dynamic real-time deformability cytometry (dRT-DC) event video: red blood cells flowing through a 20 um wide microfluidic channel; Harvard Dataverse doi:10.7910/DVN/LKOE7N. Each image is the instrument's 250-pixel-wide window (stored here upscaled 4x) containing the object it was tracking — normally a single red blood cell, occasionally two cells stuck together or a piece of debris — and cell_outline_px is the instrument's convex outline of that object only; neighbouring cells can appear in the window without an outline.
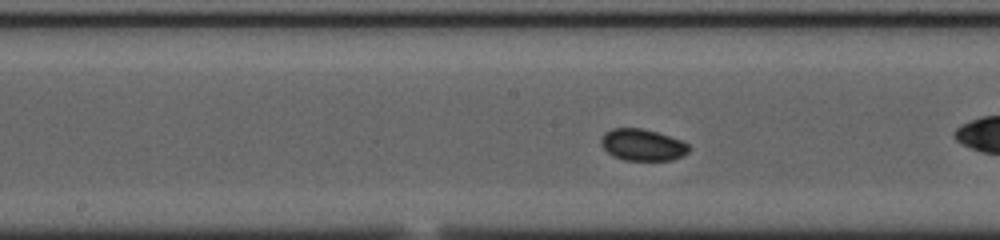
{"species": "common noctule bat (a hibernating species)", "species_latin": "Nyctalus noctula", "temperature_condition": "cold", "stored_images_in_passage": 42, "camera_frame_rate_fps": 3000, "um_per_image_px": 0.085, "animal": {"sex": "female", "body_mass_g": 23.0, "forearm_length_mm": 53.4}, "frame": {"image": 1, "passage_image": 13, "time_ms": 4.0, "image_size_px": [1000, 240], "cell_outline_px": [[688, 152], [684, 156], [672, 160], [624, 160], [608, 152], [600, 144], [600, 136], [604, 132], [612, 128], [640, 128], [656, 132], [680, 140], [688, 144]], "centroid_in_image_um": [54.58, 12.31], "position_along_channel_um": 193.6, "area_um2": 16.13}, "authors_computed_cell_mechanics": {"area_um2": 16.0395, "velocity_mm_per_s": 3.624, "shape_relaxation_time_tau1_ms": 1.0975, "shape_relaxation_time_tau2_ms": 9.7573, "deformation_change_tau1": 0.0284, "deformation_change_tau2": 0.0636}}